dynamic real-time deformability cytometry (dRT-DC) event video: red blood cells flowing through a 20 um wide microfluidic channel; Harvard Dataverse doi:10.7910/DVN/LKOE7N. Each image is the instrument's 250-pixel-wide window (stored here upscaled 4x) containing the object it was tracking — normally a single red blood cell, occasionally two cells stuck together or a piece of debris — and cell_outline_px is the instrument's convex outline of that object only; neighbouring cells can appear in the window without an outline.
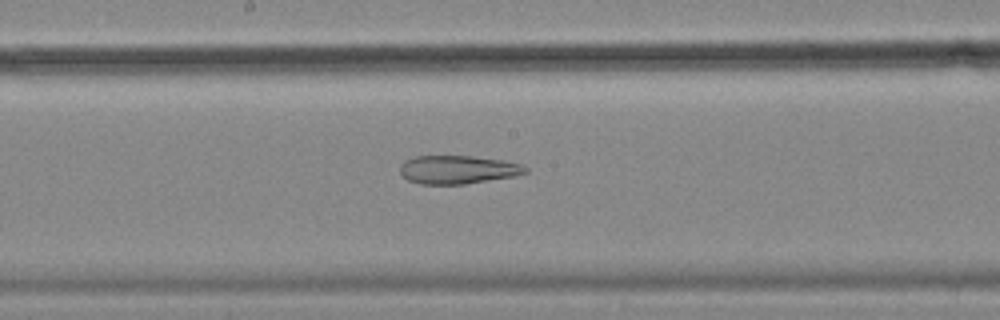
{"species": "common noctule bat (a hibernating species)", "species_latin": "Nyctalus noctula", "temperature_condition": "cold", "stored_images_in_passage": 52, "camera_frame_rate_fps": 3000, "um_per_image_px": 0.085, "animal": {"sex": "female", "body_mass_g": 18.4}, "frame": {"image": 1, "passage_image": 28, "time_ms": 9.0, "image_size_px": [1000, 320], "cell_outline_px": [[528, 172], [512, 176], [464, 184], [420, 184], [408, 180], [400, 172], [400, 164], [404, 160], [416, 156], [472, 156], [504, 160], [520, 164], [528, 168]], "centroid_in_image_um": [38.89, 14.41], "position_along_channel_um": 209.3, "area_um2": 20.63}}
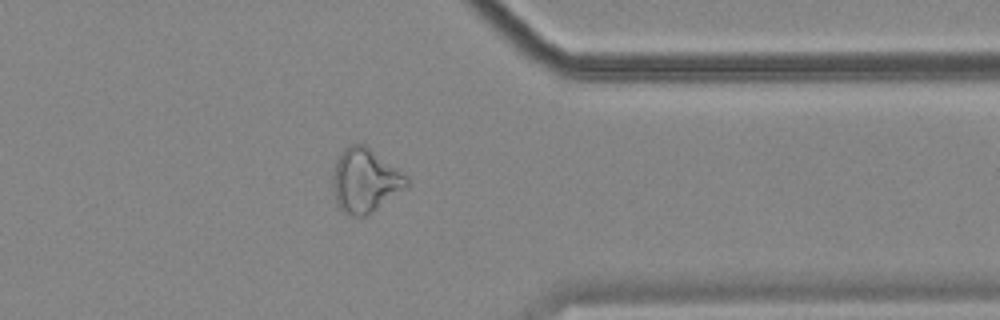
{"frame": {"image": 2, "passage_image": 43, "time_ms": 14.0, "image_size_px": [1000, 320], "cell_outline_px": [[408, 188], [372, 212], [364, 216], [352, 216], [344, 212], [336, 204], [332, 188], [332, 172], [336, 160], [340, 152], [344, 148], [352, 144], [364, 144], [400, 168], [408, 176]], "centroid_in_image_um": [31.05, 15.33], "position_along_channel_um": 380.4, "area_um2": 28.09}}
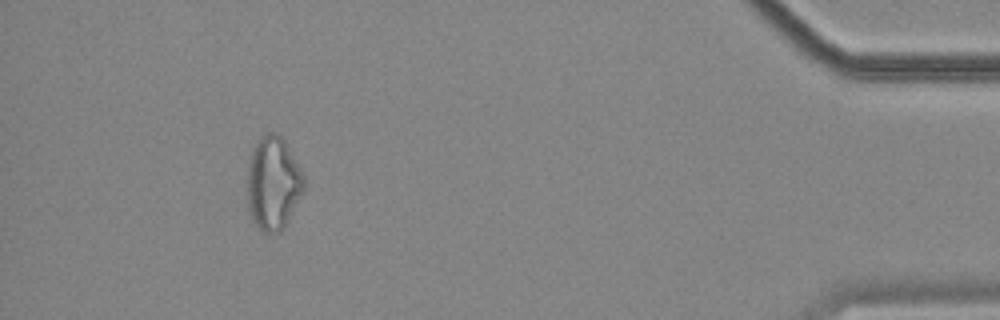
{"frame": {"image": 3, "passage_image": 50, "time_ms": 16.333, "image_size_px": [1000, 320], "cell_outline_px": [[304, 188], [284, 228], [280, 232], [264, 232], [252, 220], [248, 208], [248, 164], [252, 148], [268, 132], [272, 132], [280, 136], [284, 140], [300, 168], [304, 176]], "centroid_in_image_um": [23.21, 15.59], "position_along_channel_um": 412.0, "area_um2": 30.29}}